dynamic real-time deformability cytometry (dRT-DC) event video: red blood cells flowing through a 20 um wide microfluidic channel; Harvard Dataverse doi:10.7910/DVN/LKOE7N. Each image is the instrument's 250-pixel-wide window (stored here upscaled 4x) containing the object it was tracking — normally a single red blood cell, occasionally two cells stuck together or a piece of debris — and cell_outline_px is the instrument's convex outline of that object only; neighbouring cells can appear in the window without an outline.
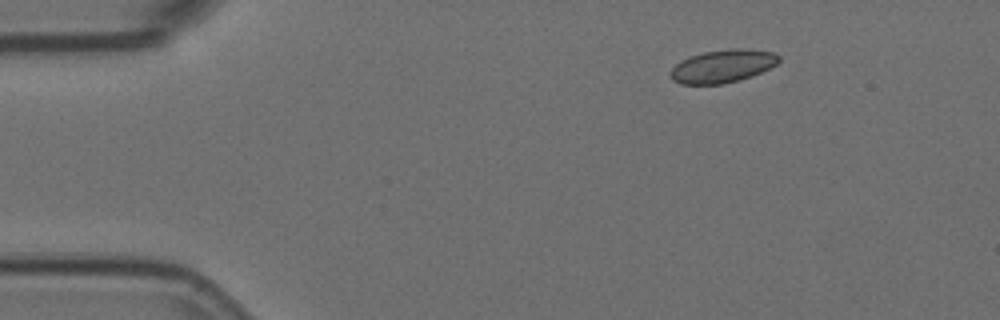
{"species": "Egyptian fruit bat (a non-hibernating species)", "species_latin": "Rousettus aegyptiacus", "temperature_condition": "room temperature", "stored_images_in_passage": 3, "camera_frame_rate_fps": 3000, "um_per_image_px": 0.085, "animal": {"sex": "female"}, "frame": {"image": 1, "passage_image": 1, "time_ms": 0.0, "image_size_px": [1000, 320], "cell_outline_px": [[780, 60], [776, 64], [752, 76], [740, 80], [720, 84], [680, 84], [672, 80], [668, 72], [680, 60], [704, 52], [736, 48], [740, 48], [776, 52], [780, 56]], "centroid_in_image_um": [61.41, 5.63], "position_along_channel_um": 23.6, "area_um2": 20.81}}